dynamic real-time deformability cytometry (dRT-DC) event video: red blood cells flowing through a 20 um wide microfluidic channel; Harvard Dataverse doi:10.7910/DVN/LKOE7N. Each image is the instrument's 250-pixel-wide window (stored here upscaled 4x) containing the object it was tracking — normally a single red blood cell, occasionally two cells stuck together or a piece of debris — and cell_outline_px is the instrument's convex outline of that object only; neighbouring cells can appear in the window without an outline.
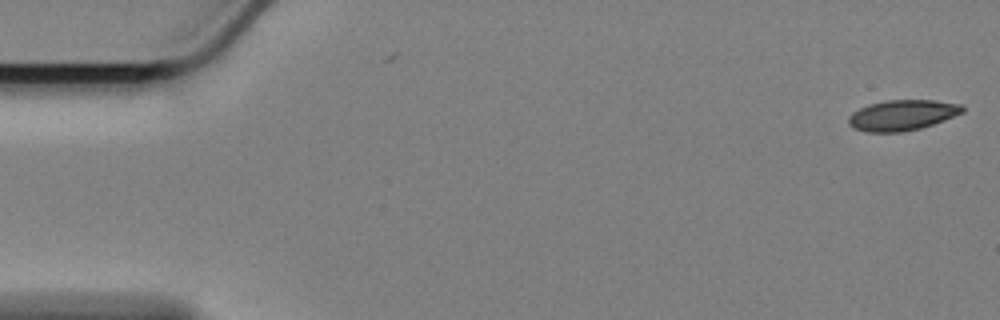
{"species": "Egyptian fruit bat (a non-hibernating species)", "species_latin": "Rousettus aegyptiacus", "temperature_condition": "cold", "stored_images_in_passage": 44, "camera_frame_rate_fps": 3000, "um_per_image_px": 0.085, "animal": {"sex": "female"}, "frame": {"image": 1, "passage_image": 1, "time_ms": 0.0, "image_size_px": [1000, 320], "cell_outline_px": [[964, 112], [944, 120], [920, 128], [904, 132], [864, 132], [848, 124], [848, 116], [852, 112], [868, 104], [888, 100], [936, 100], [960, 104], [964, 108]], "centroid_in_image_um": [76.68, 9.79], "position_along_channel_um": 8.3, "area_um2": 20.29}}
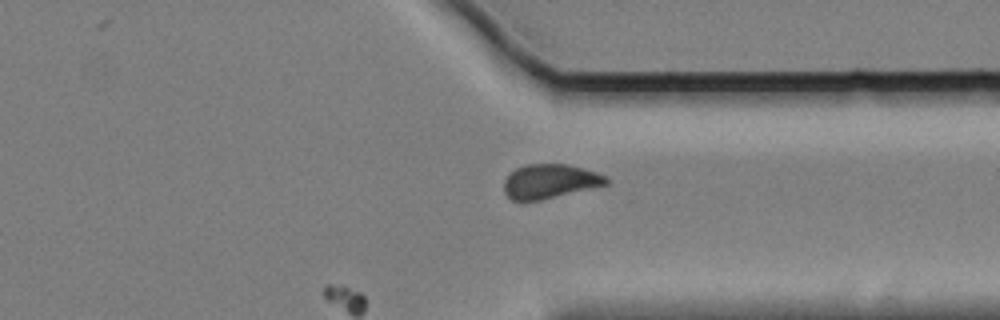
{"frame": {"image": 2, "passage_image": 44, "time_ms": 14.333, "image_size_px": [1000, 320], "cell_outline_px": [[608, 184], [540, 200], [512, 200], [504, 192], [504, 180], [516, 168], [524, 164], [568, 164], [584, 168], [608, 176]], "centroid_in_image_um": [46.75, 15.4], "position_along_channel_um": 364.7, "area_um2": 20.29}}